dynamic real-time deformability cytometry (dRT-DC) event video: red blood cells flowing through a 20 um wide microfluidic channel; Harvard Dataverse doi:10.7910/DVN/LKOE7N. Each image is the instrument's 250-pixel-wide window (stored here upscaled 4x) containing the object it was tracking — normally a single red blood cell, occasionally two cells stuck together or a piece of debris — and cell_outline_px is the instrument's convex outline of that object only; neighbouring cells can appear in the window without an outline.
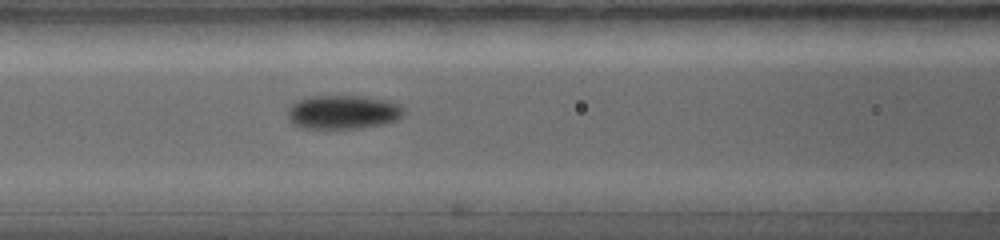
{"species": "common noctule bat (a hibernating species)", "species_latin": "Nyctalus noctula", "temperature_condition": "warm", "stored_images_in_passage": 5, "camera_frame_rate_fps": 5000, "um_per_image_px": 0.085, "animal": {"sex": "female", "body_mass_g": 19.0, "forearm_length_mm": 56.7}, "frame": {"image": 1, "passage_image": 4, "time_ms": 1.0, "image_size_px": [1000, 240], "cell_outline_px": [[404, 116], [396, 120], [384, 124], [356, 128], [300, 128], [292, 124], [288, 120], [288, 108], [296, 100], [308, 96], [368, 96], [388, 100], [400, 104], [404, 108]], "centroid_in_image_um": [29.16, 9.52], "position_along_channel_um": 137.4, "area_um2": 23.29}}